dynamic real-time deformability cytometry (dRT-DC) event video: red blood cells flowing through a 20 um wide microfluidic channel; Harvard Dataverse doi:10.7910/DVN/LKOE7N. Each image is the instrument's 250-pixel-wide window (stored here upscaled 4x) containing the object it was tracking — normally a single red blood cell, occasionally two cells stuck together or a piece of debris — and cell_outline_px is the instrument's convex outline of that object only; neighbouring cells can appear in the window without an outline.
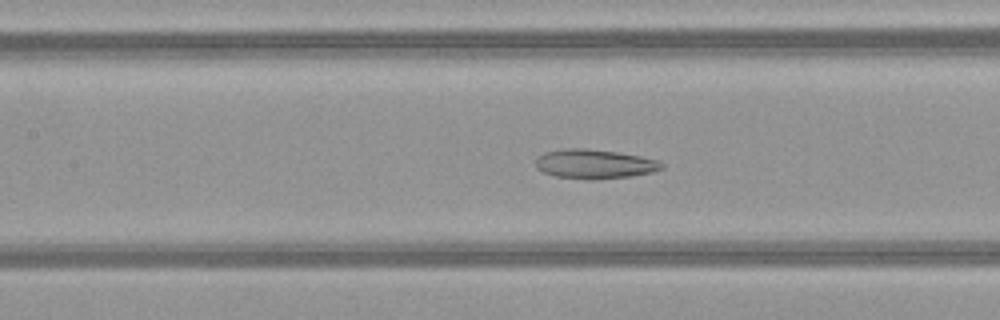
{"species": "common noctule bat (a hibernating species)", "species_latin": "Nyctalus noctula", "temperature_condition": "warm", "stored_images_in_passage": 50, "camera_frame_rate_fps": 3000, "um_per_image_px": 0.085, "animal": {"sex": "female", "body_mass_g": 21.9}, "frame": {"image": 1, "passage_image": 23, "time_ms": 7.333, "image_size_px": [1000, 320], "cell_outline_px": [[664, 168], [652, 172], [632, 176], [592, 180], [588, 180], [556, 176], [544, 172], [536, 168], [536, 156], [544, 152], [568, 148], [584, 148], [616, 152], [640, 156], [660, 160], [664, 164]], "centroid_in_image_um": [50.55, 13.94], "position_along_channel_um": 156.9, "area_um2": 21.68}}
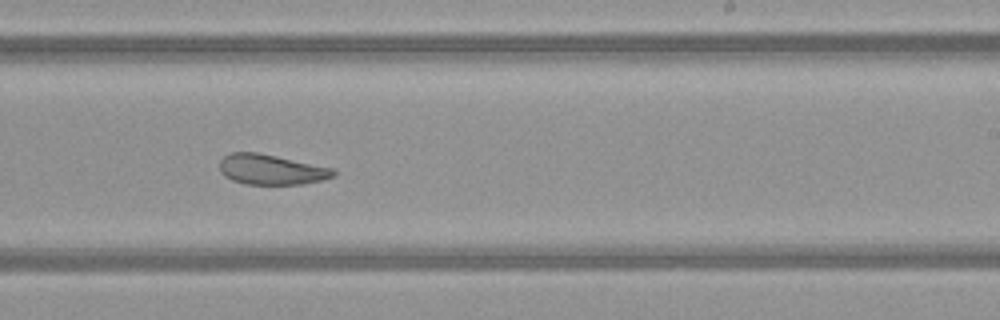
{"frame": {"image": 2, "passage_image": 31, "time_ms": 10.0, "image_size_px": [1000, 320], "cell_outline_px": [[336, 176], [304, 184], [244, 184], [232, 180], [224, 176], [220, 172], [220, 160], [228, 152], [256, 152], [336, 168]], "centroid_in_image_um": [23.06, 14.41], "position_along_channel_um": 265.9, "area_um2": 20.23}}
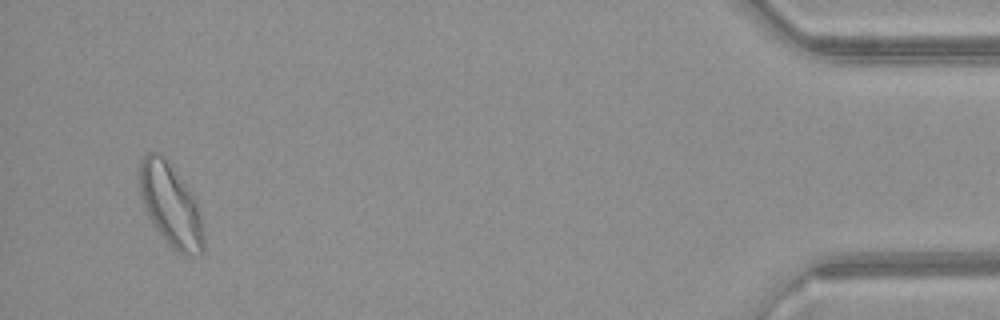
{"frame": {"image": 3, "passage_image": 48, "time_ms": 15.667, "image_size_px": [1000, 320], "cell_outline_px": [[204, 252], [200, 256], [188, 256], [176, 252], [172, 248], [152, 224], [144, 208], [140, 196], [140, 160], [148, 152], [160, 152], [164, 156], [192, 192], [196, 200], [200, 212], [204, 236]], "centroid_in_image_um": [14.53, 17.46], "position_along_channel_um": 420.7, "area_um2": 31.27}, "authors_computed_cell_mechanics": {"area_um2": 26.4724, "velocity_mm_per_s": 4.0996, "shape_relaxation_time_tau1_ms": null, "shape_relaxation_time_tau2_ms": 3.1022, "deformation_change_tau1": null, "deformation_change_tau2": 0.1076}}